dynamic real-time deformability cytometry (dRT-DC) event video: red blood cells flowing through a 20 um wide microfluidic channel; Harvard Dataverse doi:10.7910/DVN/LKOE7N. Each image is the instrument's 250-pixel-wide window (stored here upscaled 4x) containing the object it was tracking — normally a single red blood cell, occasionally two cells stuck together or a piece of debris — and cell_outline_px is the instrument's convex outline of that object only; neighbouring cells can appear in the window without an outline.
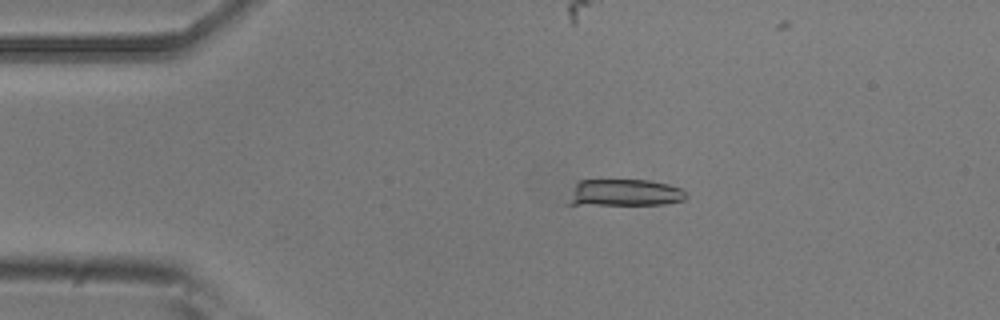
{"species": "common noctule bat (a hibernating species)", "species_latin": "Nyctalus noctula", "temperature_condition": "room temperature", "stored_images_in_passage": 5, "camera_frame_rate_fps": 3000, "um_per_image_px": 0.085, "animal": {"sex": "male", "body_mass_g": 20.5, "forearm_length_mm": 52.5}, "frame": {"image": 1, "passage_image": 3, "time_ms": 0.667, "image_size_px": [1000, 320], "cell_outline_px": [[688, 196], [684, 200], [664, 204], [564, 204], [576, 180], [648, 180], [668, 184], [680, 188]], "centroid_in_image_um": [53.02, 16.37], "position_along_channel_um": 32.0, "area_um2": 18.5}}